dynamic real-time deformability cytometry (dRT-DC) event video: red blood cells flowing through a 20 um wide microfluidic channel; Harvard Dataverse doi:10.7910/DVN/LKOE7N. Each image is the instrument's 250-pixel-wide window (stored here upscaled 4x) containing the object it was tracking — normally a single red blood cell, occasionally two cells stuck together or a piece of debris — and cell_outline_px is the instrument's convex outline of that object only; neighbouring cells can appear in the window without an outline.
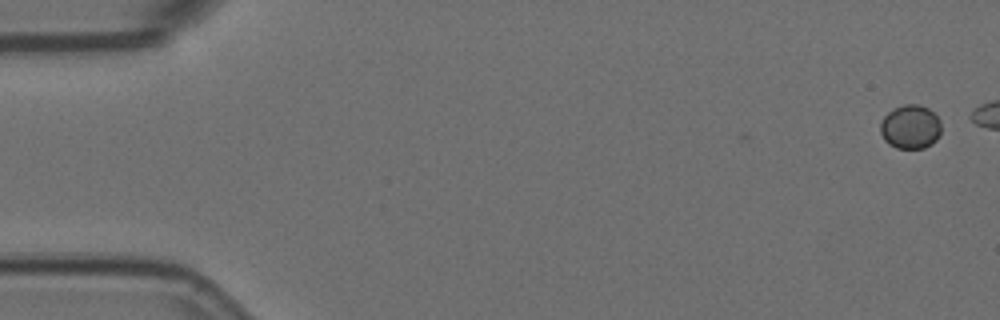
{"species": "Egyptian fruit bat (a non-hibernating species)", "species_latin": "Rousettus aegyptiacus", "temperature_condition": "room temperature", "stored_images_in_passage": 7, "segment_of_instrument_passage": [1, 2], "camera_frame_rate_fps": 3000, "um_per_image_px": 0.085, "animal": {"sex": "female"}, "frame": {"image": 1, "passage_image": 1, "time_ms": 0.0, "image_size_px": [1000, 320], "cell_outline_px": [[940, 132], [936, 140], [932, 144], [924, 148], [896, 148], [888, 144], [884, 140], [880, 132], [880, 124], [884, 116], [888, 112], [904, 104], [920, 104], [928, 108], [940, 120]], "centroid_in_image_um": [77.37, 10.79], "position_along_channel_um": 7.6, "area_um2": 15.61}}
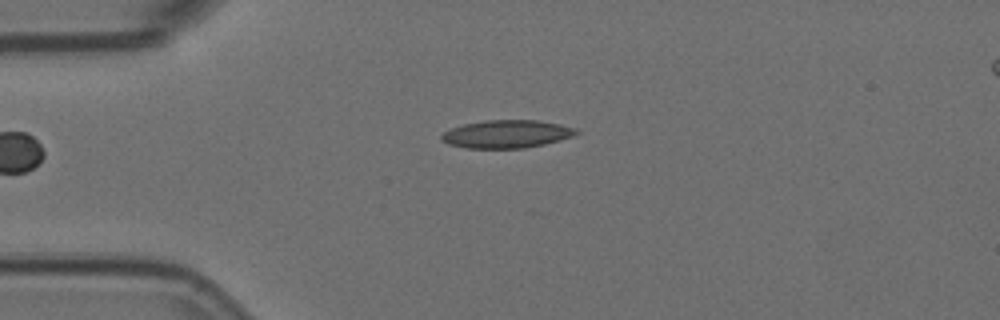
{"frame": {"image": 2, "passage_image": 5, "time_ms": 1.333, "image_size_px": [1000, 320], "cell_outline_px": [[580, 132], [572, 136], [560, 140], [544, 144], [524, 148], [468, 148], [448, 144], [440, 140], [440, 136], [444, 132], [452, 128], [464, 124], [484, 120], [536, 120], [560, 124], [576, 128]], "centroid_in_image_um": [43.06, 11.39], "position_along_channel_um": 41.9, "area_um2": 21.91}}